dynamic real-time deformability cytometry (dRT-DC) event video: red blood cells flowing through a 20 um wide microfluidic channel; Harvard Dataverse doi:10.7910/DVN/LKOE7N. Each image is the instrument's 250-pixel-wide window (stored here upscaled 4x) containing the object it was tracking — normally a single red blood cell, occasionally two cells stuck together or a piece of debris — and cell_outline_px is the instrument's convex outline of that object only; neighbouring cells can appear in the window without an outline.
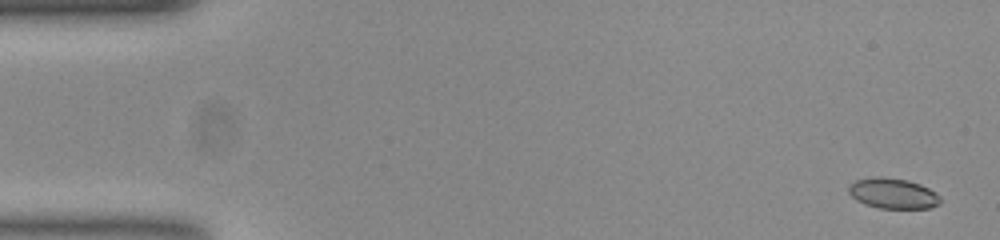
{"species": "common noctule bat (a hibernating species)", "species_latin": "Nyctalus noctula", "temperature_condition": "room temperature", "stored_images_in_passage": 54, "camera_frame_rate_fps": 3000, "um_per_image_px": 0.085, "animal": {"sex": "female", "body_mass_g": 23.0, "forearm_length_mm": 53.4}, "frame": {"image": 1, "passage_image": 2, "time_ms": 0.333, "image_size_px": [1000, 240], "cell_outline_px": [[940, 204], [928, 208], [880, 208], [864, 204], [856, 200], [848, 192], [848, 184], [856, 180], [876, 176], [880, 176], [908, 180], [920, 184], [936, 192], [940, 196]], "centroid_in_image_um": [75.88, 16.43], "position_along_channel_um": 9.1, "area_um2": 16.36}}
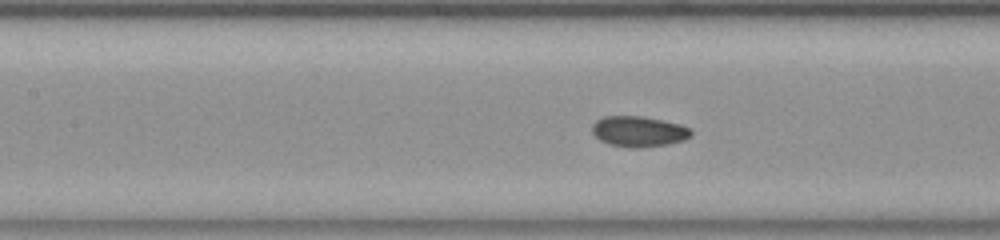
{"frame": {"image": 2, "passage_image": 24, "time_ms": 7.667, "image_size_px": [1000, 240], "cell_outline_px": [[692, 136], [684, 140], [668, 144], [640, 148], [628, 148], [608, 144], [600, 140], [592, 132], [592, 124], [596, 120], [604, 116], [640, 116], [680, 124], [688, 128], [692, 132]], "centroid_in_image_um": [54.27, 11.18], "position_along_channel_um": 153.1, "area_um2": 17.69}}
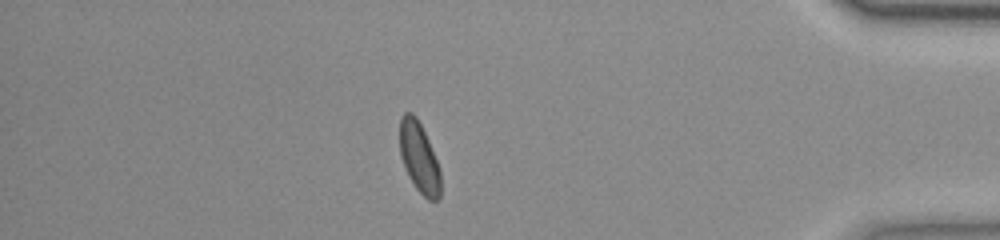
{"frame": {"image": 3, "passage_image": 47, "time_ms": 15.333, "image_size_px": [1000, 240], "cell_outline_px": [[440, 200], [428, 200], [416, 188], [408, 176], [404, 168], [400, 156], [400, 116], [404, 112], [412, 112], [416, 116], [428, 140], [436, 160], [440, 172]], "centroid_in_image_um": [35.6, 13.39], "position_along_channel_um": 399.6, "area_um2": 16.7}, "authors_computed_cell_mechanics": {"area_um2": 16.8776, "velocity_mm_per_s": 3.7628, "shape_relaxation_time_tau1_ms": 3.3412, "shape_relaxation_time_tau2_ms": 4.5748, "deformation_change_tau1": 0.0856, "deformation_change_tau2": 0.0652}}